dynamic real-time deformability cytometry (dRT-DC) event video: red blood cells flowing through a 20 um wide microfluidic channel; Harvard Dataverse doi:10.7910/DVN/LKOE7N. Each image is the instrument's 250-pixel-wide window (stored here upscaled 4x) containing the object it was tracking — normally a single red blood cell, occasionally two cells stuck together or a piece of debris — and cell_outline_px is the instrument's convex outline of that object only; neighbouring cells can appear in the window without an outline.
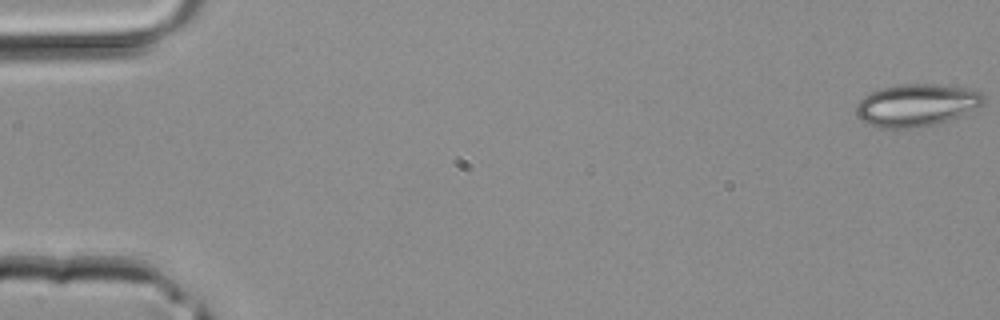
{"species": "common noctule bat (a hibernating species)", "species_latin": "Nyctalus noctula", "temperature_condition": "room temperature", "stored_images_in_passage": 43, "camera_frame_rate_fps": 3000, "um_per_image_px": 0.085, "animal": {"sex": "male", "body_mass_g": 20.4}, "frame": {"image": 1, "passage_image": 1, "time_ms": 0.0, "image_size_px": [1000, 320], "cell_outline_px": [[984, 104], [948, 120], [936, 124], [908, 128], [876, 128], [868, 124], [856, 112], [856, 104], [868, 92], [880, 88], [896, 84], [940, 84], [964, 88], [980, 92], [984, 96]], "centroid_in_image_um": [77.86, 8.92], "position_along_channel_um": 7.1, "area_um2": 31.33}}
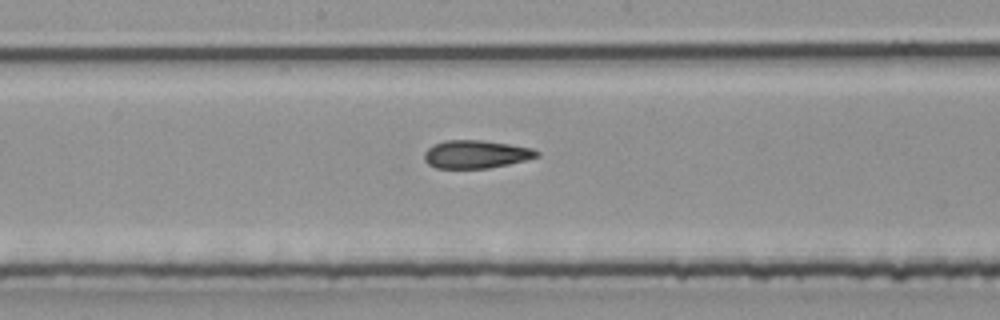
{"frame": {"image": 2, "passage_image": 23, "time_ms": 7.333, "image_size_px": [1000, 320], "cell_outline_px": [[540, 156], [508, 164], [488, 168], [436, 168], [428, 164], [424, 160], [424, 152], [432, 144], [444, 140], [484, 140], [532, 148], [540, 152]], "centroid_in_image_um": [40.43, 13.1], "position_along_channel_um": 207.8, "area_um2": 18.44}}
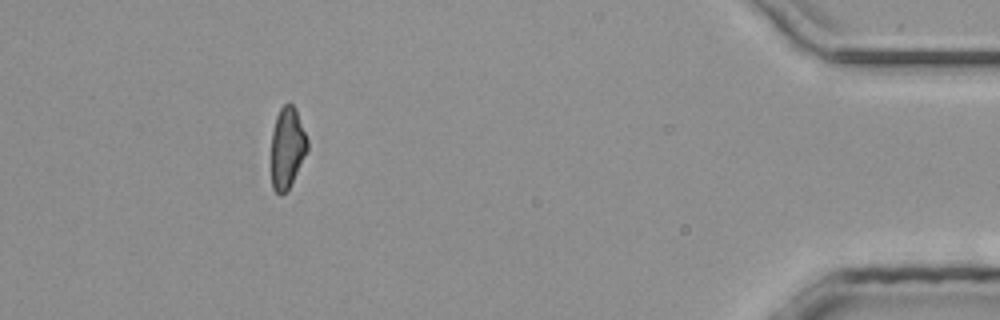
{"frame": {"image": 3, "passage_image": 39, "time_ms": 12.667, "image_size_px": [1000, 320], "cell_outline_px": [[308, 152], [288, 188], [280, 196], [272, 188], [272, 132], [276, 116], [280, 108], [284, 104], [292, 104], [296, 108], [308, 140]], "centroid_in_image_um": [24.42, 12.54], "position_along_channel_um": 410.8, "area_um2": 17.05}}